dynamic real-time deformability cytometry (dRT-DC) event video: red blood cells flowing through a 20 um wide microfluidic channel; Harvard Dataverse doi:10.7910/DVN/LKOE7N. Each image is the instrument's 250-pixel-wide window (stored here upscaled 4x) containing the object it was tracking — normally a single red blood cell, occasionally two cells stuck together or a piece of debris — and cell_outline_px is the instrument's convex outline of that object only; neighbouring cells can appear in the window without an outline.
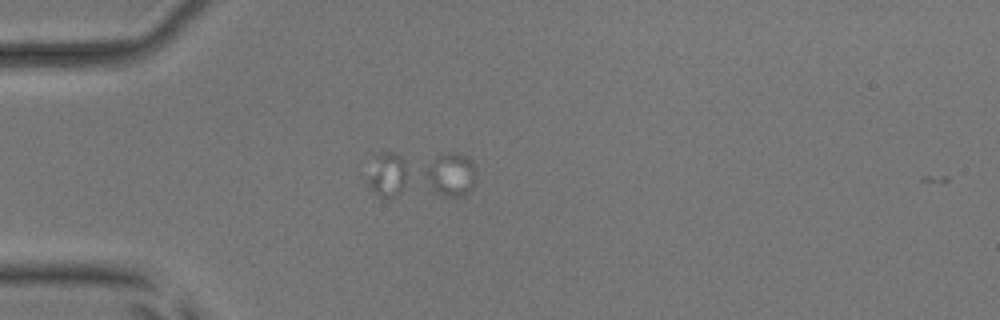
{"species": "common noctule bat (a hibernating species)", "species_latin": "Nyctalus noctula", "temperature_condition": "room temperature", "stored_images_in_passage": 12, "camera_frame_rate_fps": 3000, "um_per_image_px": 0.085, "animal": {"sex": "male", "body_mass_g": 17.9, "forearm_length_mm": 54.2}, "frame": {"image": 1, "passage_image": 1, "time_ms": 0.0, "image_size_px": [1000, 320], "cell_outline_px": [[472, 188], [464, 196], [444, 196], [436, 192], [432, 188], [428, 176], [428, 168], [440, 156], [456, 152], [468, 156], [472, 160]], "centroid_in_image_um": [38.38, 14.86], "position_along_channel_um": 46.6, "area_um2": 11.62}}
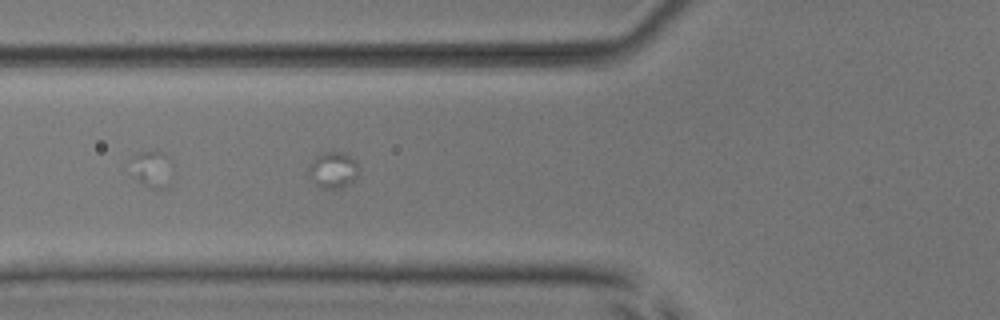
{"frame": {"image": 2, "passage_image": 7, "time_ms": 2.0, "image_size_px": [1000, 320], "cell_outline_px": [[360, 168], [356, 180], [352, 184], [340, 188], [324, 188], [316, 184], [308, 172], [308, 168], [324, 152], [344, 152], [352, 156], [356, 160]], "centroid_in_image_um": [28.43, 14.46], "position_along_channel_um": 97.4, "area_um2": 10.52}}